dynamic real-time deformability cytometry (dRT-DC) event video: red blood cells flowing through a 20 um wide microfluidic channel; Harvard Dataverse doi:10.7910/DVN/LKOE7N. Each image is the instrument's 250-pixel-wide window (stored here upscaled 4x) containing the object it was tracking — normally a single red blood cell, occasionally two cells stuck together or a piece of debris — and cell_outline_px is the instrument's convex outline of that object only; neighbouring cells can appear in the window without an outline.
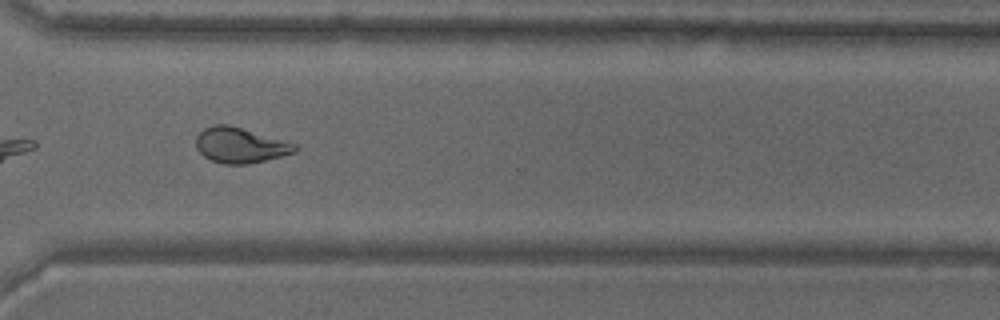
{"species": "common noctule bat (a hibernating species)", "species_latin": "Nyctalus noctula", "temperature_condition": "warm", "stored_images_in_passage": 49, "camera_frame_rate_fps": 3000, "um_per_image_px": 0.085, "animal": {"sex": "male", "body_mass_g": 18.8}, "frame": {"image": 1, "passage_image": 35, "time_ms": 11.333, "image_size_px": [1000, 320], "cell_outline_px": [[300, 148], [296, 152], [248, 164], [224, 164], [212, 160], [204, 156], [196, 148], [196, 136], [204, 128], [212, 124], [228, 124], [296, 144]], "centroid_in_image_um": [20.4, 12.34], "position_along_channel_um": 350.2, "area_um2": 20.23}}